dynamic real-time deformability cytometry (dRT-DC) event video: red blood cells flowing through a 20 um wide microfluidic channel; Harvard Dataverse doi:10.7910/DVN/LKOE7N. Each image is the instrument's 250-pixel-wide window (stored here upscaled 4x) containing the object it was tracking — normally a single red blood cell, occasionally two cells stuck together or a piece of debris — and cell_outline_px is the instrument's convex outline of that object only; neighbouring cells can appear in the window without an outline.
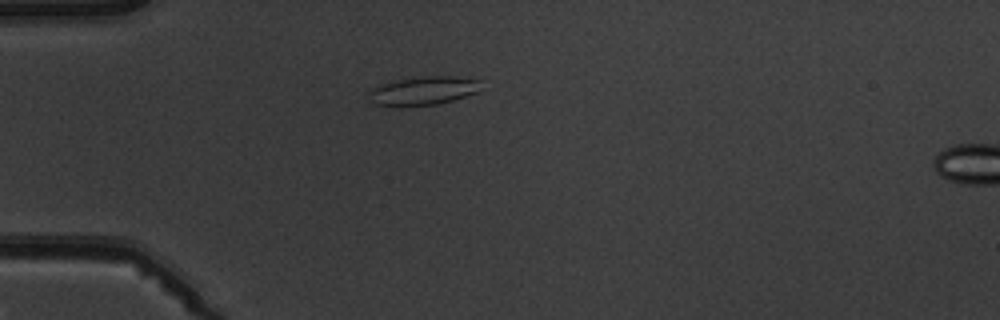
{"species": "common noctule bat (a hibernating species)", "species_latin": "Nyctalus noctula", "temperature_condition": "warm", "stored_images_in_passage": 3, "camera_frame_rate_fps": 3000, "um_per_image_px": 0.085, "animal": {"sex": "male", "body_mass_g": 19.5, "forearm_length_mm": 54.6}, "frame": {"image": 1, "passage_image": 2, "time_ms": 1.333, "image_size_px": [1000, 320], "cell_outline_px": [[480, 80], [476, 92], [452, 100], [436, 104], [396, 108], [372, 104], [368, 100], [368, 92], [372, 88], [396, 80], [424, 76], [456, 76]], "centroid_in_image_um": [35.87, 7.74], "position_along_channel_um": 49.1, "area_um2": 18.84}}